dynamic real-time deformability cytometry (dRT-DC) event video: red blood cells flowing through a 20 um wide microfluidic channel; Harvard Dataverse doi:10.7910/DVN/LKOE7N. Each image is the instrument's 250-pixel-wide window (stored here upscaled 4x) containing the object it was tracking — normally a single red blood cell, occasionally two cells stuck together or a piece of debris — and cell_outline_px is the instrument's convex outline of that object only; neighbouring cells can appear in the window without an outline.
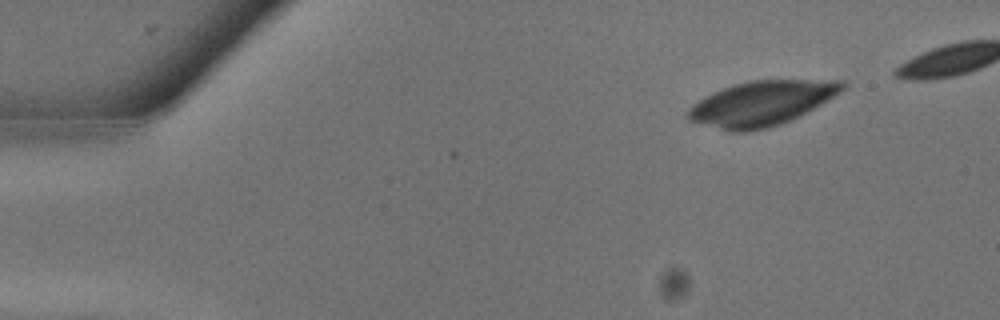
{"species": "common noctule bat (a hibernating species)", "species_latin": "Nyctalus noctula", "temperature_condition": "warm", "stored_images_in_passage": 5, "camera_frame_rate_fps": 3000, "um_per_image_px": 0.085, "animal": {"sex": "male", "body_mass_g": 13.3}, "frame": {"image": 1, "passage_image": 3, "time_ms": 0.667, "image_size_px": [1000, 320], "cell_outline_px": [[848, 84], [840, 92], [828, 100], [800, 116], [792, 120], [768, 128], [748, 132], [728, 132], [688, 120], [684, 116], [688, 108], [692, 104], [712, 92], [736, 84], [752, 80], [844, 80]], "centroid_in_image_um": [64.71, 8.8], "position_along_channel_um": 20.3, "area_um2": 40.52}}